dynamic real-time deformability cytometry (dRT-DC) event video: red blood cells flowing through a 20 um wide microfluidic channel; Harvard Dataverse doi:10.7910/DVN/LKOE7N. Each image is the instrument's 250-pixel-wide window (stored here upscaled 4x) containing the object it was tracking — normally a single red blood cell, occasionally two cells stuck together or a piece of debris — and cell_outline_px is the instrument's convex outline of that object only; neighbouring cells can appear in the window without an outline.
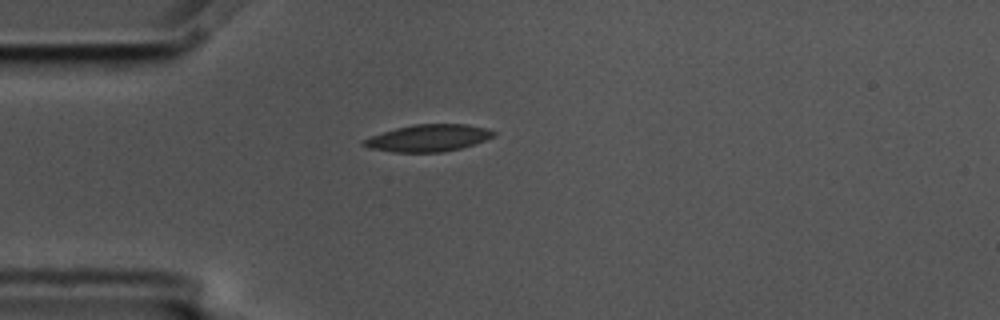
{"species": "common noctule bat (a hibernating species)", "species_latin": "Nyctalus noctula", "temperature_condition": "cold", "stored_images_in_passage": 1, "camera_frame_rate_fps": 3000, "um_per_image_px": 0.085, "animal": {"sex": "male", "body_mass_g": 17.5, "forearm_length_mm": 52.3}, "frame": {"image": 1, "passage_image": 1, "time_ms": 0.0, "image_size_px": [1000, 320], "cell_outline_px": [[496, 132], [492, 136], [484, 140], [460, 148], [444, 152], [392, 152], [368, 148], [360, 144], [360, 140], [396, 128], [412, 124], [468, 124], [488, 128]], "centroid_in_image_um": [36.36, 11.73], "position_along_channel_um": 48.6, "area_um2": 20.4}}